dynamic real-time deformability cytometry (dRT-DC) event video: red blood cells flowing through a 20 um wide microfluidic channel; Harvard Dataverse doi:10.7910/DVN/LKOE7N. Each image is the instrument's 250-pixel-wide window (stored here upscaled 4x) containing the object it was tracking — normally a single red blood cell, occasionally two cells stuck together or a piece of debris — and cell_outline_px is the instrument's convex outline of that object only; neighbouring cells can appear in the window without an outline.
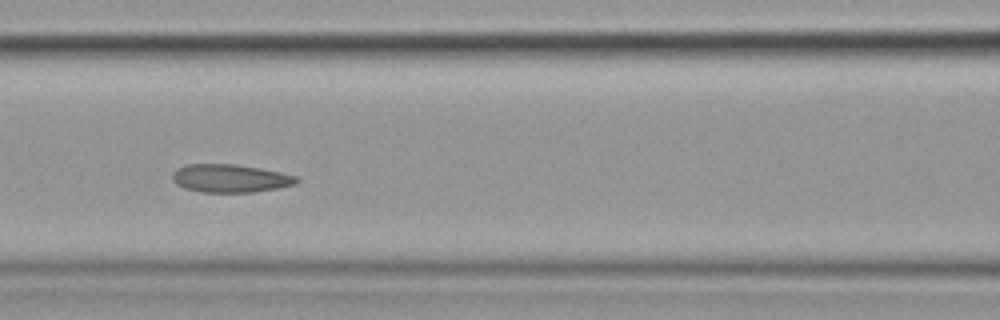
{"species": "common noctule bat (a hibernating species)", "species_latin": "Nyctalus noctula", "temperature_condition": "cold", "stored_images_in_passage": 15, "camera_frame_rate_fps": 3000, "um_per_image_px": 0.085, "animal": {"sex": "female", "body_mass_g": 19.9}, "frame": {"image": 1, "passage_image": 7, "time_ms": 7.667, "image_size_px": [1000, 320], "cell_outline_px": [[300, 180], [296, 184], [280, 188], [252, 192], [200, 192], [184, 188], [176, 184], [172, 180], [172, 172], [176, 168], [184, 164], [236, 164], [260, 168], [280, 172], [296, 176]], "centroid_in_image_um": [19.54, 15.15], "position_along_channel_um": 147.1, "area_um2": 20.58}}
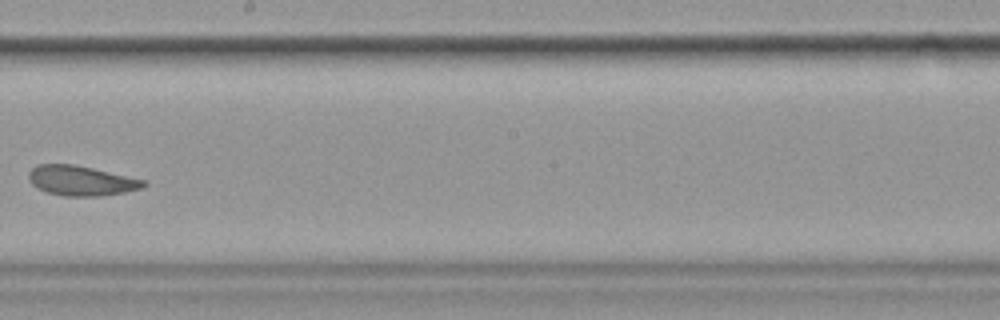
{"frame": {"image": 2, "passage_image": 9, "time_ms": 10.333, "image_size_px": [1000, 320], "cell_outline_px": [[148, 184], [144, 188], [124, 192], [100, 196], [64, 196], [48, 192], [36, 188], [28, 180], [28, 172], [36, 164], [76, 164], [144, 180]], "centroid_in_image_um": [6.87, 15.35], "position_along_channel_um": 241.3, "area_um2": 20.11}}
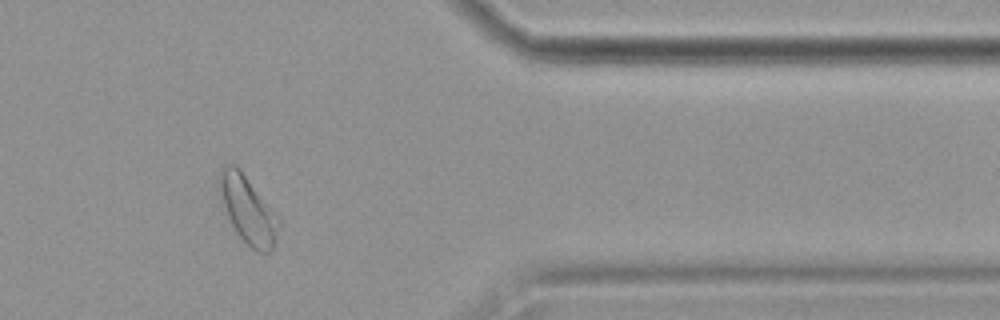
{"frame": {"image": 3, "passage_image": 13, "time_ms": 15.0, "image_size_px": [1000, 320], "cell_outline_px": [[280, 224], [272, 248], [268, 252], [256, 252], [236, 232], [216, 192], [220, 168], [224, 164], [236, 164], [240, 168], [280, 216]], "centroid_in_image_um": [21.04, 17.75], "position_along_channel_um": 390.4, "area_um2": 23.81}, "authors_computed_cell_mechanics": {"area_um2": 21.4438, "velocity_mm_per_s": 3.5595, "shape_relaxation_time_tau1_ms": null, "shape_relaxation_time_tau2_ms": 3.2669, "deformation_change_tau1": null, "deformation_change_tau2": 0.0801}}